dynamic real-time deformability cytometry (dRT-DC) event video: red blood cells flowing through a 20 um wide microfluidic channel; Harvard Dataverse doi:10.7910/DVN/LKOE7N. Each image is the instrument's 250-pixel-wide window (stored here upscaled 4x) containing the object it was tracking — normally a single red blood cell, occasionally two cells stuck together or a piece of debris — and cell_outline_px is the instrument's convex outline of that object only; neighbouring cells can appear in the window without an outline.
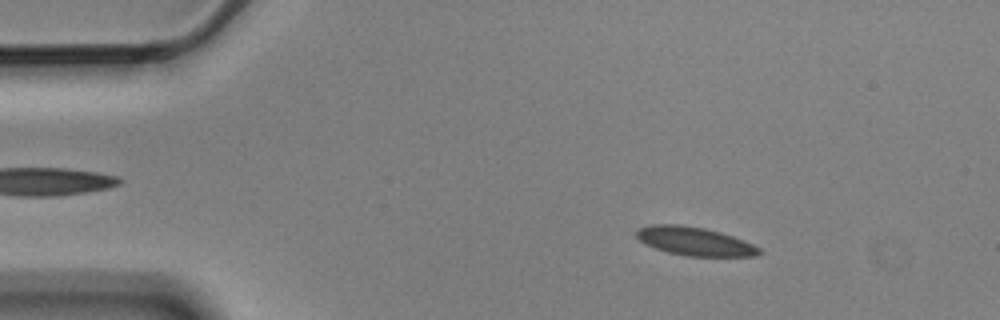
{"species": "Egyptian fruit bat (a non-hibernating species)", "species_latin": "Rousettus aegyptiacus", "temperature_condition": "cold", "stored_images_in_passage": 5, "segment_of_instrument_passage": [1, 2], "camera_frame_rate_fps": 3000, "um_per_image_px": 0.085, "animal": {"sex": "male"}, "frame": {"image": 1, "passage_image": 2, "time_ms": 0.333, "image_size_px": [1000, 320], "cell_outline_px": [[764, 252], [756, 256], [688, 256], [668, 252], [644, 244], [636, 236], [636, 232], [640, 228], [652, 224], [680, 224], [704, 228], [720, 232], [744, 240], [760, 248]], "centroid_in_image_um": [59.06, 20.51], "position_along_channel_um": 25.9, "area_um2": 20.35}}